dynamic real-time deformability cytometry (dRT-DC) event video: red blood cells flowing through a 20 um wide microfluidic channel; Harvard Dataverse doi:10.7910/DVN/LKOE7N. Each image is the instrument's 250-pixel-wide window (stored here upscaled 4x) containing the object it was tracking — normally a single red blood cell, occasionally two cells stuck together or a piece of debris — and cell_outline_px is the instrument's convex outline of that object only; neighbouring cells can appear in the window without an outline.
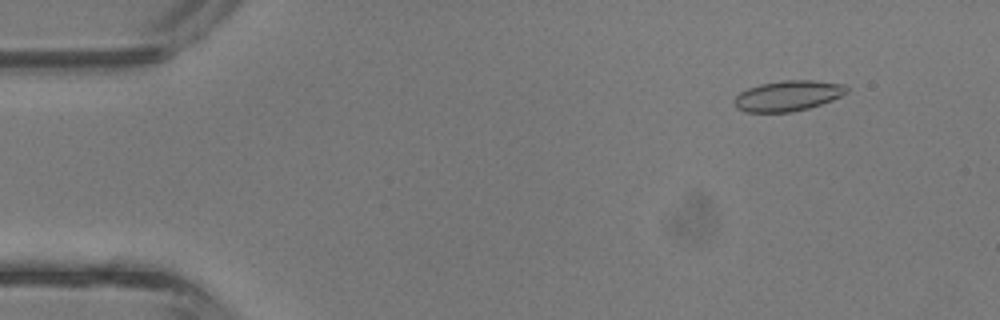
{"species": "common noctule bat (a hibernating species)", "species_latin": "Nyctalus noctula", "temperature_condition": "room temperature", "stored_images_in_passage": 5, "camera_frame_rate_fps": 3000, "um_per_image_px": 0.085, "animal": {"sex": "male", "body_mass_g": 13.3}, "frame": {"image": 1, "passage_image": 2, "time_ms": 0.333, "image_size_px": [1000, 320], "cell_outline_px": [[848, 92], [832, 100], [808, 108], [792, 112], [744, 112], [736, 108], [732, 100], [740, 92], [748, 88], [760, 84], [784, 80], [812, 80], [844, 84], [848, 88]], "centroid_in_image_um": [66.95, 8.14], "position_along_channel_um": 18.1, "area_um2": 20.0}}
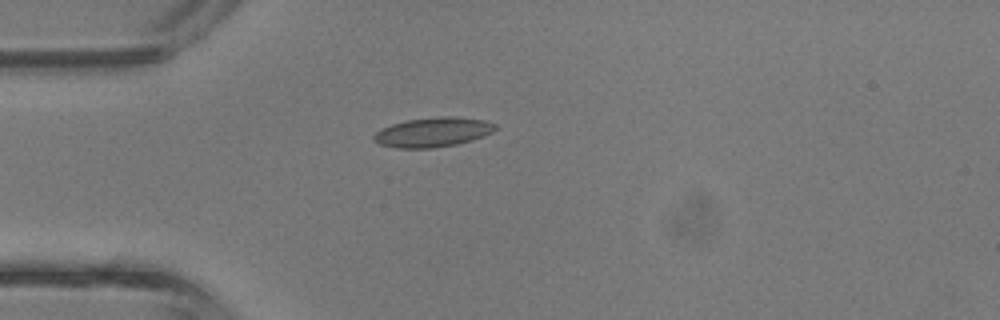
{"frame": {"image": 2, "passage_image": 4, "time_ms": 1.0, "image_size_px": [1000, 320], "cell_outline_px": [[496, 128], [492, 132], [484, 136], [472, 140], [456, 144], [432, 148], [396, 148], [380, 144], [372, 140], [372, 136], [380, 128], [392, 124], [408, 120], [436, 116], [452, 116], [484, 120], [496, 124]], "centroid_in_image_um": [36.77, 11.23], "position_along_channel_um": 48.2, "area_um2": 20.98}}